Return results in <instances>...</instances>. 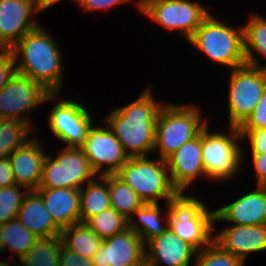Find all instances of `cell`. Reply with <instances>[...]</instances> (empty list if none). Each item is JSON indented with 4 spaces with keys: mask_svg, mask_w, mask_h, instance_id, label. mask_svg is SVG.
<instances>
[{
    "mask_svg": "<svg viewBox=\"0 0 266 266\" xmlns=\"http://www.w3.org/2000/svg\"><path fill=\"white\" fill-rule=\"evenodd\" d=\"M152 86L132 102L112 108L104 118L129 157L149 156L155 146L156 121L165 100H156Z\"/></svg>",
    "mask_w": 266,
    "mask_h": 266,
    "instance_id": "6da1fadb",
    "label": "cell"
},
{
    "mask_svg": "<svg viewBox=\"0 0 266 266\" xmlns=\"http://www.w3.org/2000/svg\"><path fill=\"white\" fill-rule=\"evenodd\" d=\"M44 26L26 33L11 49L16 72L38 82L49 93L64 90L63 54Z\"/></svg>",
    "mask_w": 266,
    "mask_h": 266,
    "instance_id": "7a4b0ae2",
    "label": "cell"
},
{
    "mask_svg": "<svg viewBox=\"0 0 266 266\" xmlns=\"http://www.w3.org/2000/svg\"><path fill=\"white\" fill-rule=\"evenodd\" d=\"M211 12L187 43L214 64L229 71L246 64L243 26L234 27Z\"/></svg>",
    "mask_w": 266,
    "mask_h": 266,
    "instance_id": "3957f363",
    "label": "cell"
},
{
    "mask_svg": "<svg viewBox=\"0 0 266 266\" xmlns=\"http://www.w3.org/2000/svg\"><path fill=\"white\" fill-rule=\"evenodd\" d=\"M199 104L169 103L161 107L156 121L155 146L153 154L166 159L186 142L196 138L202 129L211 122L202 116Z\"/></svg>",
    "mask_w": 266,
    "mask_h": 266,
    "instance_id": "277c9868",
    "label": "cell"
},
{
    "mask_svg": "<svg viewBox=\"0 0 266 266\" xmlns=\"http://www.w3.org/2000/svg\"><path fill=\"white\" fill-rule=\"evenodd\" d=\"M210 122L201 131L202 161L205 180L224 181L235 178L245 165V150L241 145L242 136L238 127L228 126V130H210ZM244 149V150H243ZM243 164V165H242Z\"/></svg>",
    "mask_w": 266,
    "mask_h": 266,
    "instance_id": "5b68a950",
    "label": "cell"
},
{
    "mask_svg": "<svg viewBox=\"0 0 266 266\" xmlns=\"http://www.w3.org/2000/svg\"><path fill=\"white\" fill-rule=\"evenodd\" d=\"M167 205L168 228L178 238L188 242L198 251L213 240L215 209L211 210L200 197L178 191Z\"/></svg>",
    "mask_w": 266,
    "mask_h": 266,
    "instance_id": "8992f818",
    "label": "cell"
},
{
    "mask_svg": "<svg viewBox=\"0 0 266 266\" xmlns=\"http://www.w3.org/2000/svg\"><path fill=\"white\" fill-rule=\"evenodd\" d=\"M149 156L129 157L116 175L122 179L144 203H168L178 192L173 186L164 159Z\"/></svg>",
    "mask_w": 266,
    "mask_h": 266,
    "instance_id": "52a82bcc",
    "label": "cell"
},
{
    "mask_svg": "<svg viewBox=\"0 0 266 266\" xmlns=\"http://www.w3.org/2000/svg\"><path fill=\"white\" fill-rule=\"evenodd\" d=\"M228 74L227 123L239 128L252 114L266 88V69L246 63Z\"/></svg>",
    "mask_w": 266,
    "mask_h": 266,
    "instance_id": "ba28073f",
    "label": "cell"
},
{
    "mask_svg": "<svg viewBox=\"0 0 266 266\" xmlns=\"http://www.w3.org/2000/svg\"><path fill=\"white\" fill-rule=\"evenodd\" d=\"M60 96V93H49L44 99L45 104L55 102L47 119L50 134L65 144L64 147L80 148L95 122L93 114L80 101L70 98L61 100Z\"/></svg>",
    "mask_w": 266,
    "mask_h": 266,
    "instance_id": "9c48e42d",
    "label": "cell"
},
{
    "mask_svg": "<svg viewBox=\"0 0 266 266\" xmlns=\"http://www.w3.org/2000/svg\"><path fill=\"white\" fill-rule=\"evenodd\" d=\"M139 12L163 30L181 33L188 42L210 13V8L197 0H149Z\"/></svg>",
    "mask_w": 266,
    "mask_h": 266,
    "instance_id": "30bf717a",
    "label": "cell"
},
{
    "mask_svg": "<svg viewBox=\"0 0 266 266\" xmlns=\"http://www.w3.org/2000/svg\"><path fill=\"white\" fill-rule=\"evenodd\" d=\"M47 153L38 188H75L81 189L97 174L81 148L64 147L55 158Z\"/></svg>",
    "mask_w": 266,
    "mask_h": 266,
    "instance_id": "8fae6325",
    "label": "cell"
},
{
    "mask_svg": "<svg viewBox=\"0 0 266 266\" xmlns=\"http://www.w3.org/2000/svg\"><path fill=\"white\" fill-rule=\"evenodd\" d=\"M48 94L38 82L15 72L0 91V119L20 120L36 132L29 113L43 105Z\"/></svg>",
    "mask_w": 266,
    "mask_h": 266,
    "instance_id": "7c38bea8",
    "label": "cell"
},
{
    "mask_svg": "<svg viewBox=\"0 0 266 266\" xmlns=\"http://www.w3.org/2000/svg\"><path fill=\"white\" fill-rule=\"evenodd\" d=\"M94 122L80 147L97 175L116 174L127 162L129 156L109 126Z\"/></svg>",
    "mask_w": 266,
    "mask_h": 266,
    "instance_id": "4fadbf2b",
    "label": "cell"
},
{
    "mask_svg": "<svg viewBox=\"0 0 266 266\" xmlns=\"http://www.w3.org/2000/svg\"><path fill=\"white\" fill-rule=\"evenodd\" d=\"M39 13L33 0H0V49L10 50L37 28L40 24L35 18Z\"/></svg>",
    "mask_w": 266,
    "mask_h": 266,
    "instance_id": "5bb4252c",
    "label": "cell"
},
{
    "mask_svg": "<svg viewBox=\"0 0 266 266\" xmlns=\"http://www.w3.org/2000/svg\"><path fill=\"white\" fill-rule=\"evenodd\" d=\"M255 187L229 204L217 207L214 225L219 222L234 225H266V186Z\"/></svg>",
    "mask_w": 266,
    "mask_h": 266,
    "instance_id": "9a60e30c",
    "label": "cell"
},
{
    "mask_svg": "<svg viewBox=\"0 0 266 266\" xmlns=\"http://www.w3.org/2000/svg\"><path fill=\"white\" fill-rule=\"evenodd\" d=\"M145 258V244L129 227L103 240L91 258L94 266H128Z\"/></svg>",
    "mask_w": 266,
    "mask_h": 266,
    "instance_id": "2e32d148",
    "label": "cell"
},
{
    "mask_svg": "<svg viewBox=\"0 0 266 266\" xmlns=\"http://www.w3.org/2000/svg\"><path fill=\"white\" fill-rule=\"evenodd\" d=\"M201 154L200 133L165 159L172 184L178 191H186L188 187H192L198 177L205 178Z\"/></svg>",
    "mask_w": 266,
    "mask_h": 266,
    "instance_id": "e0dca14e",
    "label": "cell"
},
{
    "mask_svg": "<svg viewBox=\"0 0 266 266\" xmlns=\"http://www.w3.org/2000/svg\"><path fill=\"white\" fill-rule=\"evenodd\" d=\"M197 252L169 228L145 244L147 266H193Z\"/></svg>",
    "mask_w": 266,
    "mask_h": 266,
    "instance_id": "ac0fdd59",
    "label": "cell"
},
{
    "mask_svg": "<svg viewBox=\"0 0 266 266\" xmlns=\"http://www.w3.org/2000/svg\"><path fill=\"white\" fill-rule=\"evenodd\" d=\"M213 240L245 263L254 253L266 251V225H234L215 230Z\"/></svg>",
    "mask_w": 266,
    "mask_h": 266,
    "instance_id": "d6986e66",
    "label": "cell"
},
{
    "mask_svg": "<svg viewBox=\"0 0 266 266\" xmlns=\"http://www.w3.org/2000/svg\"><path fill=\"white\" fill-rule=\"evenodd\" d=\"M41 141L33 135L9 156L15 183L28 190H36L42 179L43 164L47 153Z\"/></svg>",
    "mask_w": 266,
    "mask_h": 266,
    "instance_id": "ffe728a7",
    "label": "cell"
},
{
    "mask_svg": "<svg viewBox=\"0 0 266 266\" xmlns=\"http://www.w3.org/2000/svg\"><path fill=\"white\" fill-rule=\"evenodd\" d=\"M45 208L53 221L61 228L80 222V189L37 188Z\"/></svg>",
    "mask_w": 266,
    "mask_h": 266,
    "instance_id": "44dd1931",
    "label": "cell"
},
{
    "mask_svg": "<svg viewBox=\"0 0 266 266\" xmlns=\"http://www.w3.org/2000/svg\"><path fill=\"white\" fill-rule=\"evenodd\" d=\"M17 219L38 238L61 234V228L53 221L41 196L35 190H29L25 195Z\"/></svg>",
    "mask_w": 266,
    "mask_h": 266,
    "instance_id": "7402d4cb",
    "label": "cell"
},
{
    "mask_svg": "<svg viewBox=\"0 0 266 266\" xmlns=\"http://www.w3.org/2000/svg\"><path fill=\"white\" fill-rule=\"evenodd\" d=\"M159 203H144L128 219V227L137 233L144 244L159 236L168 228L169 209L166 203L163 210ZM164 214H163V212ZM164 223V224H163Z\"/></svg>",
    "mask_w": 266,
    "mask_h": 266,
    "instance_id": "603a6c76",
    "label": "cell"
},
{
    "mask_svg": "<svg viewBox=\"0 0 266 266\" xmlns=\"http://www.w3.org/2000/svg\"><path fill=\"white\" fill-rule=\"evenodd\" d=\"M243 39L247 64L266 69L262 60H266V17L251 12L243 25Z\"/></svg>",
    "mask_w": 266,
    "mask_h": 266,
    "instance_id": "cb8c5ba5",
    "label": "cell"
},
{
    "mask_svg": "<svg viewBox=\"0 0 266 266\" xmlns=\"http://www.w3.org/2000/svg\"><path fill=\"white\" fill-rule=\"evenodd\" d=\"M111 207L108 192V175H97L80 189V222Z\"/></svg>",
    "mask_w": 266,
    "mask_h": 266,
    "instance_id": "d4e9b609",
    "label": "cell"
},
{
    "mask_svg": "<svg viewBox=\"0 0 266 266\" xmlns=\"http://www.w3.org/2000/svg\"><path fill=\"white\" fill-rule=\"evenodd\" d=\"M63 246L85 258H92L103 240L85 223L78 222L61 229Z\"/></svg>",
    "mask_w": 266,
    "mask_h": 266,
    "instance_id": "484cf974",
    "label": "cell"
},
{
    "mask_svg": "<svg viewBox=\"0 0 266 266\" xmlns=\"http://www.w3.org/2000/svg\"><path fill=\"white\" fill-rule=\"evenodd\" d=\"M108 192L110 206L129 219L144 202L116 174H108Z\"/></svg>",
    "mask_w": 266,
    "mask_h": 266,
    "instance_id": "4316f807",
    "label": "cell"
},
{
    "mask_svg": "<svg viewBox=\"0 0 266 266\" xmlns=\"http://www.w3.org/2000/svg\"><path fill=\"white\" fill-rule=\"evenodd\" d=\"M1 239L4 251L16 253L20 260L33 247L38 237L15 218L2 225Z\"/></svg>",
    "mask_w": 266,
    "mask_h": 266,
    "instance_id": "83f0119b",
    "label": "cell"
},
{
    "mask_svg": "<svg viewBox=\"0 0 266 266\" xmlns=\"http://www.w3.org/2000/svg\"><path fill=\"white\" fill-rule=\"evenodd\" d=\"M34 134L36 132L27 123L17 119H0V158L9 157Z\"/></svg>",
    "mask_w": 266,
    "mask_h": 266,
    "instance_id": "f1b7e54d",
    "label": "cell"
},
{
    "mask_svg": "<svg viewBox=\"0 0 266 266\" xmlns=\"http://www.w3.org/2000/svg\"><path fill=\"white\" fill-rule=\"evenodd\" d=\"M62 245L60 236L40 237L19 262L24 266H59Z\"/></svg>",
    "mask_w": 266,
    "mask_h": 266,
    "instance_id": "f546056e",
    "label": "cell"
},
{
    "mask_svg": "<svg viewBox=\"0 0 266 266\" xmlns=\"http://www.w3.org/2000/svg\"><path fill=\"white\" fill-rule=\"evenodd\" d=\"M86 224L104 240L128 228V219L114 208L109 207L91 217Z\"/></svg>",
    "mask_w": 266,
    "mask_h": 266,
    "instance_id": "4dcf8cb0",
    "label": "cell"
},
{
    "mask_svg": "<svg viewBox=\"0 0 266 266\" xmlns=\"http://www.w3.org/2000/svg\"><path fill=\"white\" fill-rule=\"evenodd\" d=\"M245 262L233 256L212 240L196 254L193 266H245Z\"/></svg>",
    "mask_w": 266,
    "mask_h": 266,
    "instance_id": "1f68e13d",
    "label": "cell"
},
{
    "mask_svg": "<svg viewBox=\"0 0 266 266\" xmlns=\"http://www.w3.org/2000/svg\"><path fill=\"white\" fill-rule=\"evenodd\" d=\"M28 191L26 187L17 184L0 189V224L3 225L17 218L18 211Z\"/></svg>",
    "mask_w": 266,
    "mask_h": 266,
    "instance_id": "d6a6232c",
    "label": "cell"
},
{
    "mask_svg": "<svg viewBox=\"0 0 266 266\" xmlns=\"http://www.w3.org/2000/svg\"><path fill=\"white\" fill-rule=\"evenodd\" d=\"M266 128V88L252 114L239 127V130H256Z\"/></svg>",
    "mask_w": 266,
    "mask_h": 266,
    "instance_id": "836d02e7",
    "label": "cell"
},
{
    "mask_svg": "<svg viewBox=\"0 0 266 266\" xmlns=\"http://www.w3.org/2000/svg\"><path fill=\"white\" fill-rule=\"evenodd\" d=\"M242 142L249 144L250 154L266 153V128L256 130H240Z\"/></svg>",
    "mask_w": 266,
    "mask_h": 266,
    "instance_id": "e575fe53",
    "label": "cell"
},
{
    "mask_svg": "<svg viewBox=\"0 0 266 266\" xmlns=\"http://www.w3.org/2000/svg\"><path fill=\"white\" fill-rule=\"evenodd\" d=\"M79 7L81 8V11L84 13H90L91 12H102L106 10H111L113 8H117L118 6L124 5V4H130L128 0H78L77 2Z\"/></svg>",
    "mask_w": 266,
    "mask_h": 266,
    "instance_id": "d590c367",
    "label": "cell"
},
{
    "mask_svg": "<svg viewBox=\"0 0 266 266\" xmlns=\"http://www.w3.org/2000/svg\"><path fill=\"white\" fill-rule=\"evenodd\" d=\"M16 66L10 50L0 49V91L15 74Z\"/></svg>",
    "mask_w": 266,
    "mask_h": 266,
    "instance_id": "8d00e7d4",
    "label": "cell"
},
{
    "mask_svg": "<svg viewBox=\"0 0 266 266\" xmlns=\"http://www.w3.org/2000/svg\"><path fill=\"white\" fill-rule=\"evenodd\" d=\"M59 266H94L90 258L66 249L62 245L59 257Z\"/></svg>",
    "mask_w": 266,
    "mask_h": 266,
    "instance_id": "74e56055",
    "label": "cell"
},
{
    "mask_svg": "<svg viewBox=\"0 0 266 266\" xmlns=\"http://www.w3.org/2000/svg\"><path fill=\"white\" fill-rule=\"evenodd\" d=\"M250 155L247 156H249V158L251 157V166L255 172V174H253L256 180L255 185L266 186V153Z\"/></svg>",
    "mask_w": 266,
    "mask_h": 266,
    "instance_id": "f35d334b",
    "label": "cell"
},
{
    "mask_svg": "<svg viewBox=\"0 0 266 266\" xmlns=\"http://www.w3.org/2000/svg\"><path fill=\"white\" fill-rule=\"evenodd\" d=\"M15 184L9 157L0 158V189Z\"/></svg>",
    "mask_w": 266,
    "mask_h": 266,
    "instance_id": "ab89813d",
    "label": "cell"
},
{
    "mask_svg": "<svg viewBox=\"0 0 266 266\" xmlns=\"http://www.w3.org/2000/svg\"><path fill=\"white\" fill-rule=\"evenodd\" d=\"M37 10L41 13L51 9L54 5L64 0H33ZM72 1V0H71ZM77 4L78 0H73V3Z\"/></svg>",
    "mask_w": 266,
    "mask_h": 266,
    "instance_id": "60d3db41",
    "label": "cell"
},
{
    "mask_svg": "<svg viewBox=\"0 0 266 266\" xmlns=\"http://www.w3.org/2000/svg\"><path fill=\"white\" fill-rule=\"evenodd\" d=\"M9 256L10 257L8 259L5 258L6 261L4 259L0 260V266H17V264L19 263L18 261H20V260H16L17 261L16 262L15 259H14V256L12 254H10Z\"/></svg>",
    "mask_w": 266,
    "mask_h": 266,
    "instance_id": "b9f144b4",
    "label": "cell"
},
{
    "mask_svg": "<svg viewBox=\"0 0 266 266\" xmlns=\"http://www.w3.org/2000/svg\"><path fill=\"white\" fill-rule=\"evenodd\" d=\"M129 3L131 4L132 2L135 3V5L138 8V11H140L147 3L149 0H128Z\"/></svg>",
    "mask_w": 266,
    "mask_h": 266,
    "instance_id": "7bdbcfd3",
    "label": "cell"
},
{
    "mask_svg": "<svg viewBox=\"0 0 266 266\" xmlns=\"http://www.w3.org/2000/svg\"><path fill=\"white\" fill-rule=\"evenodd\" d=\"M128 266H147V261H146V258H144L141 262L139 263H133L131 265H128Z\"/></svg>",
    "mask_w": 266,
    "mask_h": 266,
    "instance_id": "ee69618b",
    "label": "cell"
},
{
    "mask_svg": "<svg viewBox=\"0 0 266 266\" xmlns=\"http://www.w3.org/2000/svg\"><path fill=\"white\" fill-rule=\"evenodd\" d=\"M1 235H2V224H0V253L4 252Z\"/></svg>",
    "mask_w": 266,
    "mask_h": 266,
    "instance_id": "f6af8a7d",
    "label": "cell"
},
{
    "mask_svg": "<svg viewBox=\"0 0 266 266\" xmlns=\"http://www.w3.org/2000/svg\"><path fill=\"white\" fill-rule=\"evenodd\" d=\"M17 266H24L23 264H21L20 262L17 264Z\"/></svg>",
    "mask_w": 266,
    "mask_h": 266,
    "instance_id": "bcb514c9",
    "label": "cell"
}]
</instances>
